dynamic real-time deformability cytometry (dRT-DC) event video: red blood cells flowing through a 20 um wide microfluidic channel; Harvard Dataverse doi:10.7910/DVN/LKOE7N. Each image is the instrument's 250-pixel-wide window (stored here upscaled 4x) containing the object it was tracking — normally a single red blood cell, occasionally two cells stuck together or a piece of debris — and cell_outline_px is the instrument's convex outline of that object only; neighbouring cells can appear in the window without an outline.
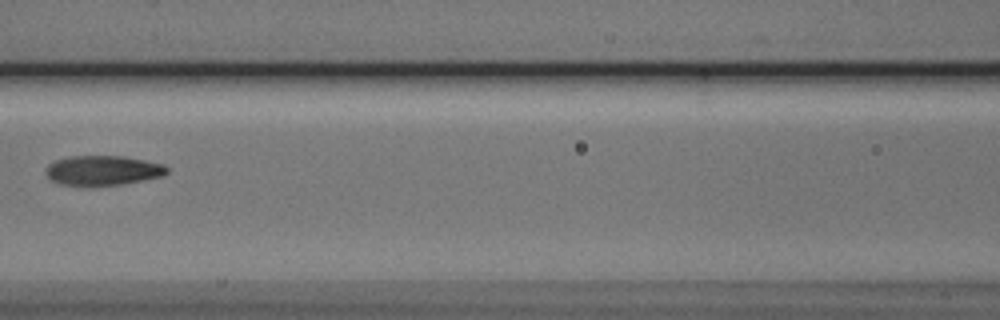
{"species": "Egyptian fruit bat (a non-hibernating species)", "species_latin": "Rousettus aegyptiacus", "temperature_condition": "cold", "stored_images_in_passage": 8, "camera_frame_rate_fps": 3000, "um_per_image_px": 0.085, "animal": {"sex": "male"}, "frame": {"image": 1, "passage_image": 7, "time_ms": 7.0, "image_size_px": [1000, 320], "cell_outline_px": [[168, 172], [160, 176], [144, 180], [120, 184], [88, 188], [60, 184], [52, 180], [44, 172], [48, 164], [56, 160], [72, 156], [124, 156], [164, 164], [168, 168]], "centroid_in_image_um": [8.7, 14.51], "position_along_channel_um": 157.9, "area_um2": 21.39}}
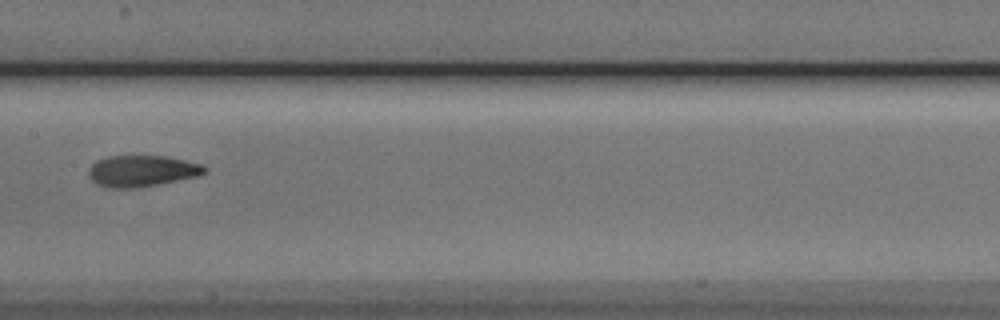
{"frame": {"image": 2, "passage_image": 8, "time_ms": 8.0, "image_size_px": [1000, 320], "cell_outline_px": [[208, 172], [196, 176], [136, 188], [112, 188], [96, 184], [88, 176], [88, 168], [92, 164], [108, 156], [164, 156], [204, 164], [208, 168]], "centroid_in_image_um": [12.06, 14.53], "position_along_channel_um": 195.3, "area_um2": 21.04}}